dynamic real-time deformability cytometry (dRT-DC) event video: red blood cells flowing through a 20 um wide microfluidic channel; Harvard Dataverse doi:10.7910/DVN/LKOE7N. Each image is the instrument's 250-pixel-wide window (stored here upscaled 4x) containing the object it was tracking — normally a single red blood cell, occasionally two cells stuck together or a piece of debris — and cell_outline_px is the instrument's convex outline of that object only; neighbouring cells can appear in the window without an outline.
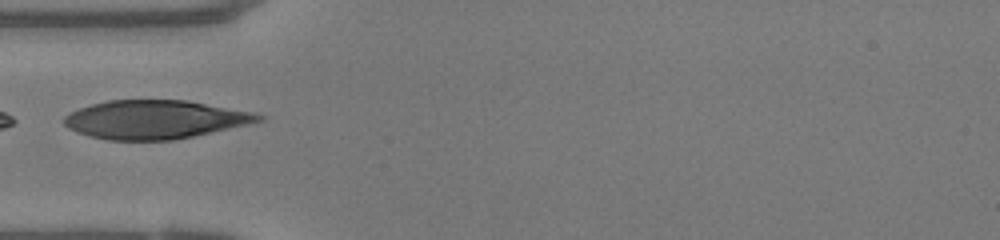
{"species": "human", "species_latin": "Homo sapiens", "temperature_condition": "warm", "stored_images_in_passage": 28, "camera_frame_rate_fps": 3000, "um_per_image_px": 0.085, "donor": {"sex": "female"}, "frame": {"image": 1, "passage_image": 14, "time_ms": 4.333, "image_size_px": [1000, 240], "cell_outline_px": [[264, 120], [248, 124], [192, 136], [172, 140], [108, 140], [88, 136], [76, 132], [68, 128], [64, 124], [64, 116], [80, 108], [92, 104], [108, 100], [188, 100], [252, 112], [264, 116]], "centroid_in_image_um": [13.15, 10.16], "position_along_channel_um": 71.9, "area_um2": 43.47}}
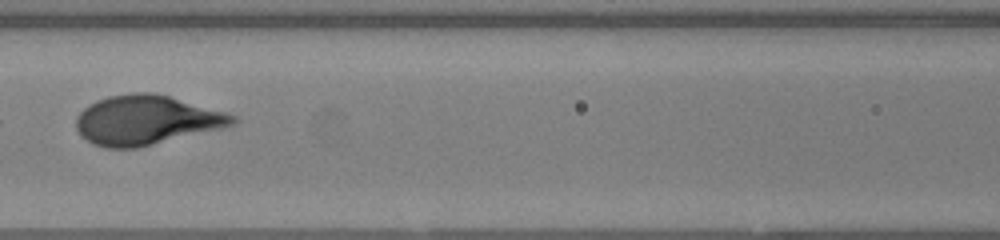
{"frame": {"image": 2, "passage_image": 20, "time_ms": 6.333, "image_size_px": [1000, 240], "cell_outline_px": [[240, 120], [232, 124], [220, 128], [136, 148], [104, 148], [92, 144], [76, 128], [76, 116], [88, 104], [96, 100], [108, 96], [132, 92], [152, 92], [168, 96], [224, 112], [236, 116]], "centroid_in_image_um": [12.38, 10.2], "position_along_channel_um": 154.2, "area_um2": 44.56}}